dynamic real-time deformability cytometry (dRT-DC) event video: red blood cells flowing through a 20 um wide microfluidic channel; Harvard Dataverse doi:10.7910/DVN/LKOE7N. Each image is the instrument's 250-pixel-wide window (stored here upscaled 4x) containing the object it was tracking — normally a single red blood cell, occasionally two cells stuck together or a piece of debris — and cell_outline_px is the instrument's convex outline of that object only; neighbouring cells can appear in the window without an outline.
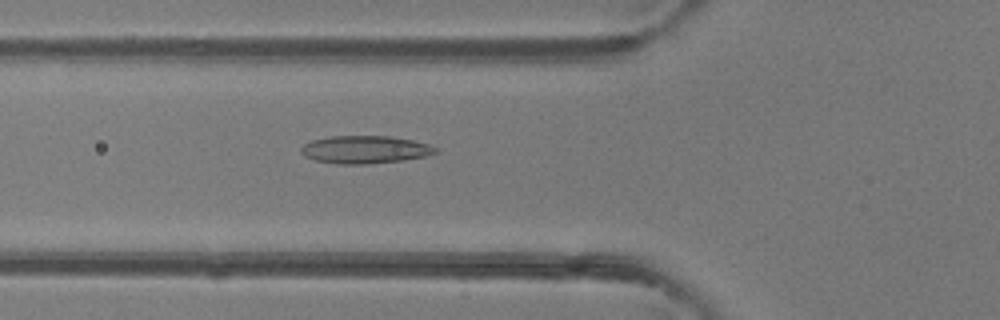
{"species": "common noctule bat (a hibernating species)", "species_latin": "Nyctalus noctula", "temperature_condition": "room temperature", "stored_images_in_passage": 49, "camera_frame_rate_fps": 3000, "um_per_image_px": 0.085, "animal": {"sex": "female"}, "frame": {"image": 1, "passage_image": 18, "time_ms": 5.667, "image_size_px": [1000, 320], "cell_outline_px": [[440, 152], [424, 156], [404, 160], [368, 164], [336, 164], [316, 160], [304, 156], [300, 152], [300, 148], [304, 144], [312, 140], [332, 136], [388, 136], [412, 140], [428, 144], [440, 148]], "centroid_in_image_um": [31.04, 12.72], "position_along_channel_um": 94.8, "area_um2": 21.85}}
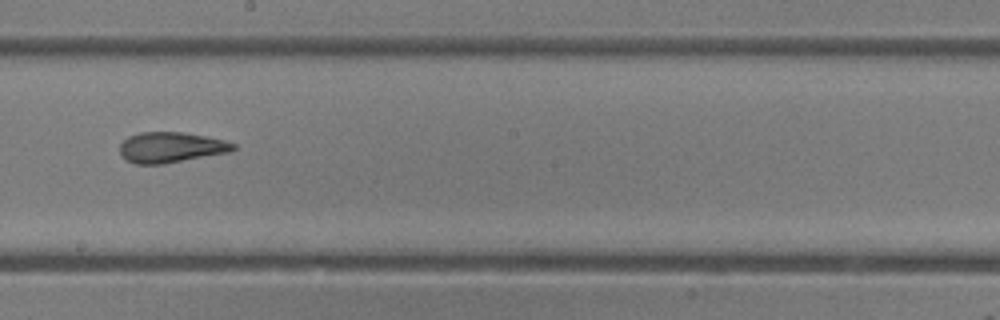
{"frame": {"image": 2, "passage_image": 28, "time_ms": 9.0, "image_size_px": [1000, 320], "cell_outline_px": [[236, 148], [232, 152], [164, 164], [136, 164], [124, 160], [120, 156], [120, 144], [128, 136], [140, 132], [184, 132], [224, 140], [236, 144]], "centroid_in_image_um": [14.52, 12.53], "position_along_channel_um": 233.7, "area_um2": 20.46}}
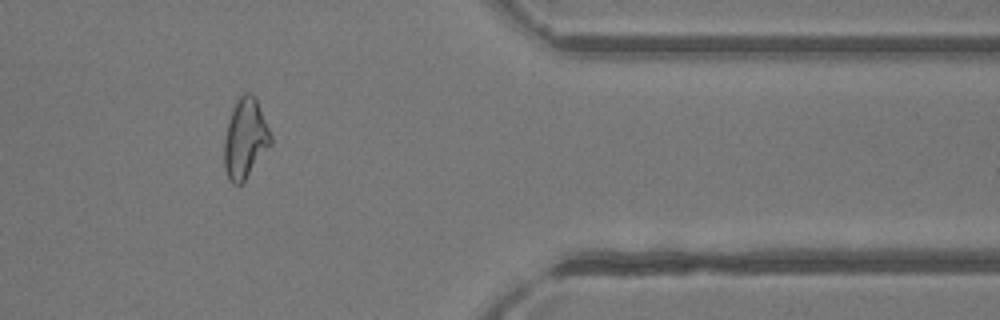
{"frame": {"image": 3, "passage_image": 41, "time_ms": 13.333, "image_size_px": [1000, 320], "cell_outline_px": [[272, 144], [244, 180], [240, 184], [232, 184], [228, 180], [224, 168], [224, 140], [228, 124], [236, 100], [244, 92], [248, 92], [256, 96], [272, 136]], "centroid_in_image_um": [20.85, 11.77], "position_along_channel_um": 390.5, "area_um2": 21.62}, "authors_computed_cell_mechanics": {"area_um2": 21.7906, "velocity_mm_per_s": 4.1502, "shape_relaxation_time_tau1_ms": null, "shape_relaxation_time_tau2_ms": 2.44, "deformation_change_tau1": null, "deformation_change_tau2": 0.1142}}